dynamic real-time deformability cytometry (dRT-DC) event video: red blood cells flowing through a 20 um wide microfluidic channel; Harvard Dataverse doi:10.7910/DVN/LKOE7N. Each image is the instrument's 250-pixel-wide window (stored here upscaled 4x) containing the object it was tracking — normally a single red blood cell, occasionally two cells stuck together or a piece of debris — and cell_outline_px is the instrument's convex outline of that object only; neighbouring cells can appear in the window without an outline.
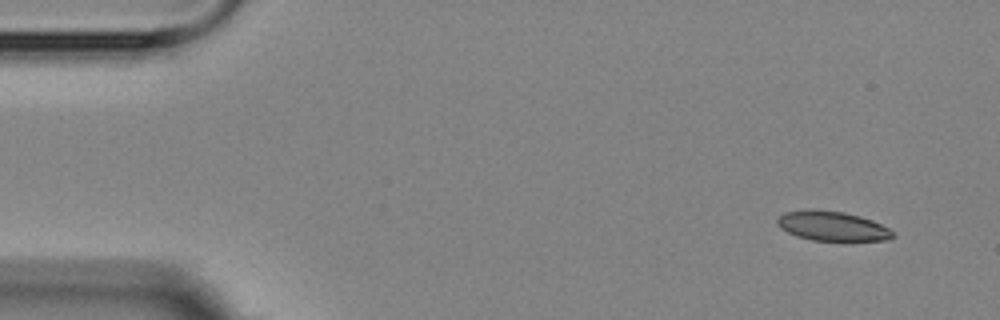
{"species": "Egyptian fruit bat (a non-hibernating species)", "species_latin": "Rousettus aegyptiacus", "temperature_condition": "room temperature", "stored_images_in_passage": 3, "camera_frame_rate_fps": 3000, "um_per_image_px": 0.085, "animal": {"sex": "female"}, "frame": {"image": 1, "passage_image": 1, "time_ms": 0.0, "image_size_px": [1000, 320], "cell_outline_px": [[896, 236], [888, 240], [812, 240], [796, 236], [788, 232], [776, 224], [776, 220], [784, 212], [804, 208], [812, 208], [844, 212], [860, 216], [872, 220], [888, 228]], "centroid_in_image_um": [70.7, 19.19], "position_along_channel_um": 14.3, "area_um2": 20.0}}